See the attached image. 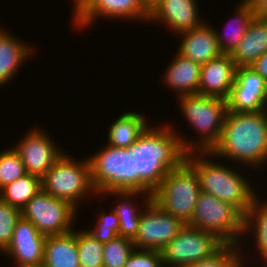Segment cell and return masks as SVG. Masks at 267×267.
<instances>
[{"mask_svg": "<svg viewBox=\"0 0 267 267\" xmlns=\"http://www.w3.org/2000/svg\"><path fill=\"white\" fill-rule=\"evenodd\" d=\"M21 217V210L0 198V252L10 245L16 222Z\"/></svg>", "mask_w": 267, "mask_h": 267, "instance_id": "1f68e13d", "label": "cell"}, {"mask_svg": "<svg viewBox=\"0 0 267 267\" xmlns=\"http://www.w3.org/2000/svg\"><path fill=\"white\" fill-rule=\"evenodd\" d=\"M140 218L141 216L118 217L119 219L118 236L133 241L138 233Z\"/></svg>", "mask_w": 267, "mask_h": 267, "instance_id": "e575fe53", "label": "cell"}, {"mask_svg": "<svg viewBox=\"0 0 267 267\" xmlns=\"http://www.w3.org/2000/svg\"><path fill=\"white\" fill-rule=\"evenodd\" d=\"M258 196L254 199L251 207L244 215V231L243 238L245 235L252 232L254 240V245L256 248V253L260 255V260L263 259L267 266V200L264 202L259 201ZM266 200V201H265ZM254 230V231H253Z\"/></svg>", "mask_w": 267, "mask_h": 267, "instance_id": "d4e9b609", "label": "cell"}, {"mask_svg": "<svg viewBox=\"0 0 267 267\" xmlns=\"http://www.w3.org/2000/svg\"><path fill=\"white\" fill-rule=\"evenodd\" d=\"M26 174L23 161L13 147L0 151V190Z\"/></svg>", "mask_w": 267, "mask_h": 267, "instance_id": "f546056e", "label": "cell"}, {"mask_svg": "<svg viewBox=\"0 0 267 267\" xmlns=\"http://www.w3.org/2000/svg\"><path fill=\"white\" fill-rule=\"evenodd\" d=\"M78 209L70 202L55 198L40 190L21 210V216L29 220L45 235H59L73 230Z\"/></svg>", "mask_w": 267, "mask_h": 267, "instance_id": "9c48e42d", "label": "cell"}, {"mask_svg": "<svg viewBox=\"0 0 267 267\" xmlns=\"http://www.w3.org/2000/svg\"><path fill=\"white\" fill-rule=\"evenodd\" d=\"M20 267H45V265L40 264V265H30V266H20Z\"/></svg>", "mask_w": 267, "mask_h": 267, "instance_id": "ab89813d", "label": "cell"}, {"mask_svg": "<svg viewBox=\"0 0 267 267\" xmlns=\"http://www.w3.org/2000/svg\"><path fill=\"white\" fill-rule=\"evenodd\" d=\"M123 267H163L161 252L134 249Z\"/></svg>", "mask_w": 267, "mask_h": 267, "instance_id": "836d02e7", "label": "cell"}, {"mask_svg": "<svg viewBox=\"0 0 267 267\" xmlns=\"http://www.w3.org/2000/svg\"><path fill=\"white\" fill-rule=\"evenodd\" d=\"M138 233L133 240L135 249L161 251L175 238L185 224L163 211L152 200H144Z\"/></svg>", "mask_w": 267, "mask_h": 267, "instance_id": "8fae6325", "label": "cell"}, {"mask_svg": "<svg viewBox=\"0 0 267 267\" xmlns=\"http://www.w3.org/2000/svg\"><path fill=\"white\" fill-rule=\"evenodd\" d=\"M197 3L196 0H162L148 21L160 22L175 34L200 27L205 21L200 18Z\"/></svg>", "mask_w": 267, "mask_h": 267, "instance_id": "2e32d148", "label": "cell"}, {"mask_svg": "<svg viewBox=\"0 0 267 267\" xmlns=\"http://www.w3.org/2000/svg\"><path fill=\"white\" fill-rule=\"evenodd\" d=\"M113 210V211H112ZM110 213L102 210L95 227L87 230L100 243H106L118 236L119 219L113 207Z\"/></svg>", "mask_w": 267, "mask_h": 267, "instance_id": "d6a6232c", "label": "cell"}, {"mask_svg": "<svg viewBox=\"0 0 267 267\" xmlns=\"http://www.w3.org/2000/svg\"><path fill=\"white\" fill-rule=\"evenodd\" d=\"M211 156L209 151L186 153L185 160L195 169L200 190L235 206L245 215L258 195L256 190L245 175L222 162L211 161Z\"/></svg>", "mask_w": 267, "mask_h": 267, "instance_id": "3957f363", "label": "cell"}, {"mask_svg": "<svg viewBox=\"0 0 267 267\" xmlns=\"http://www.w3.org/2000/svg\"><path fill=\"white\" fill-rule=\"evenodd\" d=\"M187 225L214 234L224 244L243 243L244 215L235 206L202 191Z\"/></svg>", "mask_w": 267, "mask_h": 267, "instance_id": "ba28073f", "label": "cell"}, {"mask_svg": "<svg viewBox=\"0 0 267 267\" xmlns=\"http://www.w3.org/2000/svg\"><path fill=\"white\" fill-rule=\"evenodd\" d=\"M107 195L115 196L121 199L120 203H117L113 206L114 207L113 209L116 212L118 217L141 216L143 209L138 210L137 205H135L134 203V198H135V201L136 199H141V198H138V196L139 197L142 196L143 197L142 200H152V194L138 192L136 190H109L106 193L102 194V196H105V197Z\"/></svg>", "mask_w": 267, "mask_h": 267, "instance_id": "4dcf8cb0", "label": "cell"}, {"mask_svg": "<svg viewBox=\"0 0 267 267\" xmlns=\"http://www.w3.org/2000/svg\"><path fill=\"white\" fill-rule=\"evenodd\" d=\"M234 14V19L227 21L225 33L215 29L219 49L222 54L226 55H231L235 51L247 31L249 23L254 18L253 12L245 0L237 3Z\"/></svg>", "mask_w": 267, "mask_h": 267, "instance_id": "cb8c5ba5", "label": "cell"}, {"mask_svg": "<svg viewBox=\"0 0 267 267\" xmlns=\"http://www.w3.org/2000/svg\"><path fill=\"white\" fill-rule=\"evenodd\" d=\"M254 169L267 164V109L261 112L227 111L219 141L209 151Z\"/></svg>", "mask_w": 267, "mask_h": 267, "instance_id": "7a4b0ae2", "label": "cell"}, {"mask_svg": "<svg viewBox=\"0 0 267 267\" xmlns=\"http://www.w3.org/2000/svg\"><path fill=\"white\" fill-rule=\"evenodd\" d=\"M176 35L178 37L181 35L182 38L177 53L195 63L203 65L222 54L217 43L215 29L206 21L200 27Z\"/></svg>", "mask_w": 267, "mask_h": 267, "instance_id": "ac0fdd59", "label": "cell"}, {"mask_svg": "<svg viewBox=\"0 0 267 267\" xmlns=\"http://www.w3.org/2000/svg\"><path fill=\"white\" fill-rule=\"evenodd\" d=\"M249 6L251 11L253 12V16L259 19H267V0H245Z\"/></svg>", "mask_w": 267, "mask_h": 267, "instance_id": "d590c367", "label": "cell"}, {"mask_svg": "<svg viewBox=\"0 0 267 267\" xmlns=\"http://www.w3.org/2000/svg\"><path fill=\"white\" fill-rule=\"evenodd\" d=\"M76 245L80 267H103V243L92 237L87 229L76 231Z\"/></svg>", "mask_w": 267, "mask_h": 267, "instance_id": "4316f807", "label": "cell"}, {"mask_svg": "<svg viewBox=\"0 0 267 267\" xmlns=\"http://www.w3.org/2000/svg\"><path fill=\"white\" fill-rule=\"evenodd\" d=\"M180 109L186 121L200 134L197 139L185 140L179 135L182 148L188 153L192 151H210L219 141L228 111L227 100L189 94L178 99Z\"/></svg>", "mask_w": 267, "mask_h": 267, "instance_id": "277c9868", "label": "cell"}, {"mask_svg": "<svg viewBox=\"0 0 267 267\" xmlns=\"http://www.w3.org/2000/svg\"><path fill=\"white\" fill-rule=\"evenodd\" d=\"M45 130L31 129L13 146L19 153L26 173L42 178L64 153Z\"/></svg>", "mask_w": 267, "mask_h": 267, "instance_id": "7c38bea8", "label": "cell"}, {"mask_svg": "<svg viewBox=\"0 0 267 267\" xmlns=\"http://www.w3.org/2000/svg\"><path fill=\"white\" fill-rule=\"evenodd\" d=\"M95 0H72V22H74Z\"/></svg>", "mask_w": 267, "mask_h": 267, "instance_id": "8d00e7d4", "label": "cell"}, {"mask_svg": "<svg viewBox=\"0 0 267 267\" xmlns=\"http://www.w3.org/2000/svg\"><path fill=\"white\" fill-rule=\"evenodd\" d=\"M45 267H80L76 245V228L64 234L46 236Z\"/></svg>", "mask_w": 267, "mask_h": 267, "instance_id": "7402d4cb", "label": "cell"}, {"mask_svg": "<svg viewBox=\"0 0 267 267\" xmlns=\"http://www.w3.org/2000/svg\"><path fill=\"white\" fill-rule=\"evenodd\" d=\"M250 67L267 81V52L253 62Z\"/></svg>", "mask_w": 267, "mask_h": 267, "instance_id": "74e56055", "label": "cell"}, {"mask_svg": "<svg viewBox=\"0 0 267 267\" xmlns=\"http://www.w3.org/2000/svg\"><path fill=\"white\" fill-rule=\"evenodd\" d=\"M223 244L214 234L185 224L160 251L163 267H186L210 257Z\"/></svg>", "mask_w": 267, "mask_h": 267, "instance_id": "30bf717a", "label": "cell"}, {"mask_svg": "<svg viewBox=\"0 0 267 267\" xmlns=\"http://www.w3.org/2000/svg\"><path fill=\"white\" fill-rule=\"evenodd\" d=\"M145 118L144 115L135 111L120 114L110 124L107 144L119 148L131 147L149 124Z\"/></svg>", "mask_w": 267, "mask_h": 267, "instance_id": "603a6c76", "label": "cell"}, {"mask_svg": "<svg viewBox=\"0 0 267 267\" xmlns=\"http://www.w3.org/2000/svg\"><path fill=\"white\" fill-rule=\"evenodd\" d=\"M267 52V19L253 18L243 39L230 55L236 67L250 66Z\"/></svg>", "mask_w": 267, "mask_h": 267, "instance_id": "44dd1931", "label": "cell"}, {"mask_svg": "<svg viewBox=\"0 0 267 267\" xmlns=\"http://www.w3.org/2000/svg\"><path fill=\"white\" fill-rule=\"evenodd\" d=\"M227 106L230 112L266 110L267 81L250 66L237 67Z\"/></svg>", "mask_w": 267, "mask_h": 267, "instance_id": "4fadbf2b", "label": "cell"}, {"mask_svg": "<svg viewBox=\"0 0 267 267\" xmlns=\"http://www.w3.org/2000/svg\"><path fill=\"white\" fill-rule=\"evenodd\" d=\"M45 238L29 220L21 216L3 255L14 259L15 267L43 264Z\"/></svg>", "mask_w": 267, "mask_h": 267, "instance_id": "5bb4252c", "label": "cell"}, {"mask_svg": "<svg viewBox=\"0 0 267 267\" xmlns=\"http://www.w3.org/2000/svg\"><path fill=\"white\" fill-rule=\"evenodd\" d=\"M91 181L97 196L109 190H136L135 155L130 147L109 144L88 156Z\"/></svg>", "mask_w": 267, "mask_h": 267, "instance_id": "8992f818", "label": "cell"}, {"mask_svg": "<svg viewBox=\"0 0 267 267\" xmlns=\"http://www.w3.org/2000/svg\"><path fill=\"white\" fill-rule=\"evenodd\" d=\"M162 0H140L142 8L150 15Z\"/></svg>", "mask_w": 267, "mask_h": 267, "instance_id": "f35d334b", "label": "cell"}, {"mask_svg": "<svg viewBox=\"0 0 267 267\" xmlns=\"http://www.w3.org/2000/svg\"><path fill=\"white\" fill-rule=\"evenodd\" d=\"M240 246L242 245L223 244L210 257L194 262L186 267H245L243 263L246 261L243 258L244 254Z\"/></svg>", "mask_w": 267, "mask_h": 267, "instance_id": "83f0119b", "label": "cell"}, {"mask_svg": "<svg viewBox=\"0 0 267 267\" xmlns=\"http://www.w3.org/2000/svg\"><path fill=\"white\" fill-rule=\"evenodd\" d=\"M163 73V84L178 97L198 93L201 65L176 53Z\"/></svg>", "mask_w": 267, "mask_h": 267, "instance_id": "ffe728a7", "label": "cell"}, {"mask_svg": "<svg viewBox=\"0 0 267 267\" xmlns=\"http://www.w3.org/2000/svg\"><path fill=\"white\" fill-rule=\"evenodd\" d=\"M30 44L20 41L18 37L13 36L8 30L0 27V86L9 84L18 70L28 62L34 55L33 47ZM33 50V51H32Z\"/></svg>", "mask_w": 267, "mask_h": 267, "instance_id": "d6986e66", "label": "cell"}, {"mask_svg": "<svg viewBox=\"0 0 267 267\" xmlns=\"http://www.w3.org/2000/svg\"><path fill=\"white\" fill-rule=\"evenodd\" d=\"M200 192L197 173L184 160L176 169L169 171L153 191L152 201L163 211L188 224L192 219Z\"/></svg>", "mask_w": 267, "mask_h": 267, "instance_id": "5b68a950", "label": "cell"}, {"mask_svg": "<svg viewBox=\"0 0 267 267\" xmlns=\"http://www.w3.org/2000/svg\"><path fill=\"white\" fill-rule=\"evenodd\" d=\"M102 17H107L106 20L112 18L113 20L148 21L149 14L142 8L140 0H95L71 23L77 30L79 28L83 30Z\"/></svg>", "mask_w": 267, "mask_h": 267, "instance_id": "9a60e30c", "label": "cell"}, {"mask_svg": "<svg viewBox=\"0 0 267 267\" xmlns=\"http://www.w3.org/2000/svg\"><path fill=\"white\" fill-rule=\"evenodd\" d=\"M41 184L46 193L66 200L76 208H80V203L90 194L97 196L91 181L88 158L75 161L65 151L41 178Z\"/></svg>", "mask_w": 267, "mask_h": 267, "instance_id": "52a82bcc", "label": "cell"}, {"mask_svg": "<svg viewBox=\"0 0 267 267\" xmlns=\"http://www.w3.org/2000/svg\"><path fill=\"white\" fill-rule=\"evenodd\" d=\"M164 124L148 125L130 147L135 155L138 192L152 194L168 172L185 160L187 152L182 148L179 133L173 126Z\"/></svg>", "mask_w": 267, "mask_h": 267, "instance_id": "6da1fadb", "label": "cell"}, {"mask_svg": "<svg viewBox=\"0 0 267 267\" xmlns=\"http://www.w3.org/2000/svg\"><path fill=\"white\" fill-rule=\"evenodd\" d=\"M134 249L133 241L121 236L103 243V267H123Z\"/></svg>", "mask_w": 267, "mask_h": 267, "instance_id": "f1b7e54d", "label": "cell"}, {"mask_svg": "<svg viewBox=\"0 0 267 267\" xmlns=\"http://www.w3.org/2000/svg\"><path fill=\"white\" fill-rule=\"evenodd\" d=\"M40 190H42L41 178L27 173L2 188L0 198L22 210Z\"/></svg>", "mask_w": 267, "mask_h": 267, "instance_id": "484cf974", "label": "cell"}, {"mask_svg": "<svg viewBox=\"0 0 267 267\" xmlns=\"http://www.w3.org/2000/svg\"><path fill=\"white\" fill-rule=\"evenodd\" d=\"M236 68L232 57L226 54L201 65L198 94L227 100Z\"/></svg>", "mask_w": 267, "mask_h": 267, "instance_id": "e0dca14e", "label": "cell"}]
</instances>
